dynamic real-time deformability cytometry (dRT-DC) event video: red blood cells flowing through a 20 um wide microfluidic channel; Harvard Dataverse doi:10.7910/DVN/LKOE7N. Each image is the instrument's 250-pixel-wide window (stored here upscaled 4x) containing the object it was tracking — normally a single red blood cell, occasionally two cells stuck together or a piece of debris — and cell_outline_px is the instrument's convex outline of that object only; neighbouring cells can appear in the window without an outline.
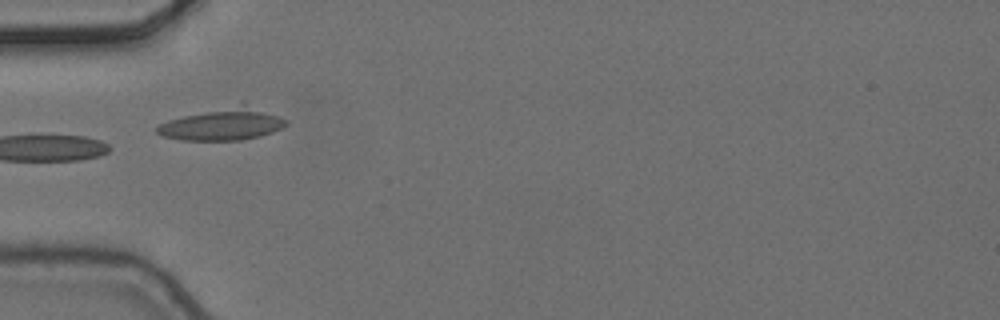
{"species": "common noctule bat (a hibernating species)", "species_latin": "Nyctalus noctula", "temperature_condition": "cold", "stored_images_in_passage": 8, "camera_frame_rate_fps": 3000, "um_per_image_px": 0.085, "animal": {"sex": "female", "body_mass_g": 24.6, "forearm_length_mm": 56.2}, "frame": {"image": 1, "passage_image": 2, "time_ms": 0.333, "image_size_px": [1000, 320], "cell_outline_px": [[288, 124], [272, 132], [260, 136], [240, 140], [180, 140], [164, 136], [156, 132], [156, 128], [160, 124], [168, 120], [240, 100], [244, 100], [280, 116], [288, 120]], "centroid_in_image_um": [19.0, 10.49], "position_along_channel_um": 66.0, "area_um2": 25.03}}
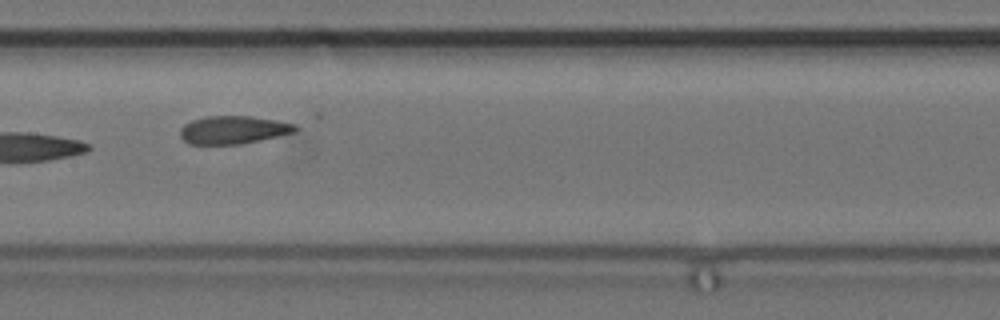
{"frame": {"image": 2, "passage_image": 5, "time_ms": 1.333, "image_size_px": [1000, 320], "cell_outline_px": [[296, 132], [260, 140], [240, 144], [188, 144], [180, 136], [180, 128], [184, 124], [192, 120], [204, 116], [252, 116], [276, 120], [296, 124]], "centroid_in_image_um": [19.81, 11.03], "position_along_channel_um": 187.6, "area_um2": 18.84}}
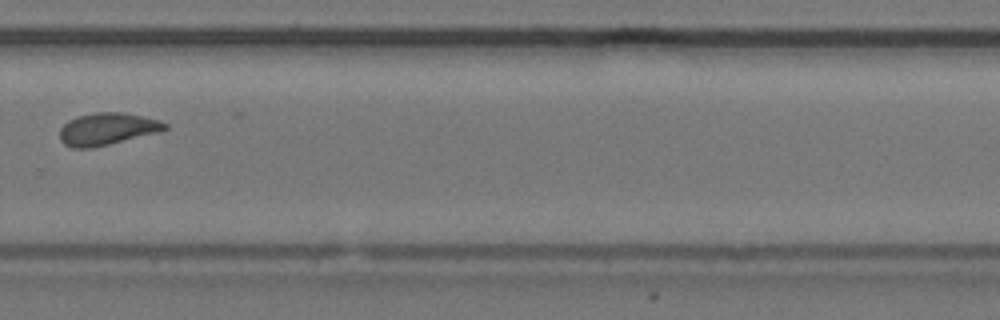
{"frame": {"image": 3, "passage_image": 8, "time_ms": 2.333, "image_size_px": [1000, 320], "cell_outline_px": [[168, 128], [160, 132], [92, 148], [72, 148], [64, 144], [60, 140], [60, 128], [68, 120], [76, 116], [96, 112], [120, 112], [144, 116], [160, 120], [168, 124]], "centroid_in_image_um": [9.12, 10.96], "position_along_channel_um": 320.7, "area_um2": 19.88}}